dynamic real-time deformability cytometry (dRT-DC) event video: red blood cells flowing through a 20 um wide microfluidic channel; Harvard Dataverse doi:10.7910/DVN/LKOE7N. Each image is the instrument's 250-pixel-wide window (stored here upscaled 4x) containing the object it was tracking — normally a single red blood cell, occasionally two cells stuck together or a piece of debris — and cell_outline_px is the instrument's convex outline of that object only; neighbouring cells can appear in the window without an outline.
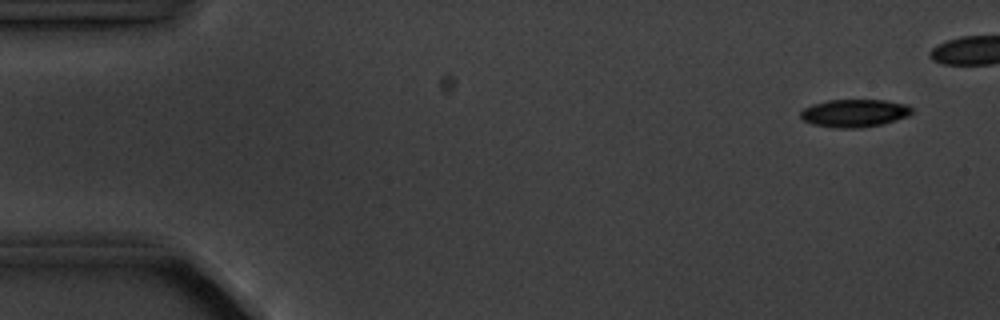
{"species": "common noctule bat (a hibernating species)", "species_latin": "Nyctalus noctula", "temperature_condition": "cold", "stored_images_in_passage": 6, "camera_frame_rate_fps": 3000, "um_per_image_px": 0.085, "animal": {"sex": "male", "body_mass_g": 20.1, "forearm_length_mm": 53.5}, "frame": {"image": 1, "passage_image": 1, "time_ms": 0.0, "image_size_px": [1000, 320], "cell_outline_px": [[912, 112], [908, 116], [884, 124], [860, 128], [832, 128], [812, 124], [804, 120], [800, 116], [800, 112], [804, 108], [812, 104], [828, 100], [888, 100], [908, 104], [912, 108]], "centroid_in_image_um": [72.64, 9.62], "position_along_channel_um": 12.4, "area_um2": 18.26}}